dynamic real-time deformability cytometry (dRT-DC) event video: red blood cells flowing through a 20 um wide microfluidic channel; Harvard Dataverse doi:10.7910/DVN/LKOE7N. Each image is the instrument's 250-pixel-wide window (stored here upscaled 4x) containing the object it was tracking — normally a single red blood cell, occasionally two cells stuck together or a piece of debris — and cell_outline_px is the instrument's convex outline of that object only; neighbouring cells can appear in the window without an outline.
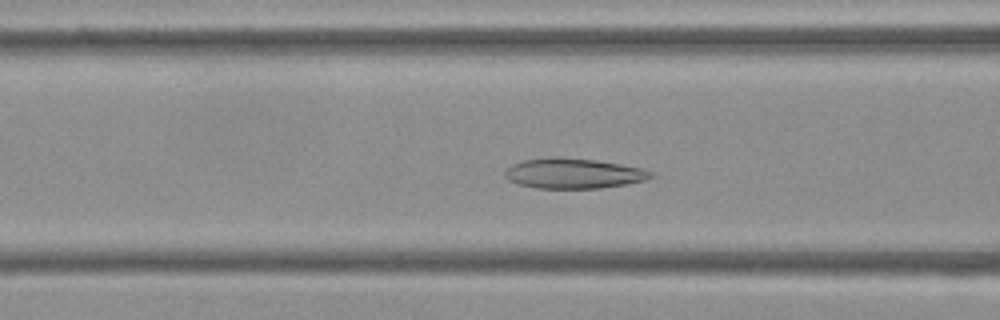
{"species": "Egyptian fruit bat (a non-hibernating species)", "species_latin": "Rousettus aegyptiacus", "temperature_condition": "cold", "stored_images_in_passage": 53, "camera_frame_rate_fps": 3000, "um_per_image_px": 0.085, "frame": {"image": 1, "passage_image": 19, "time_ms": 6.0, "image_size_px": [1000, 320], "cell_outline_px": [[656, 176], [644, 180], [628, 184], [600, 188], [536, 188], [520, 184], [508, 180], [504, 176], [504, 172], [512, 164], [524, 160], [596, 160], [620, 164], [640, 168], [652, 172]], "centroid_in_image_um": [48.8, 14.79], "position_along_channel_um": 117.8, "area_um2": 24.62}}
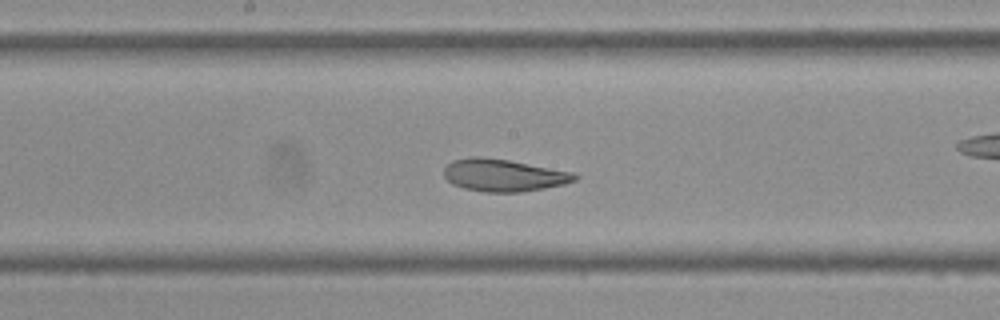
{"frame": {"image": 2, "passage_image": 26, "time_ms": 8.333, "image_size_px": [1000, 320], "cell_outline_px": [[580, 176], [576, 180], [564, 184], [544, 188], [520, 192], [484, 192], [464, 188], [452, 184], [444, 176], [444, 168], [452, 160], [472, 156], [480, 156], [508, 160], [576, 172]], "centroid_in_image_um": [42.83, 14.89], "position_along_channel_um": 205.4, "area_um2": 24.8}}
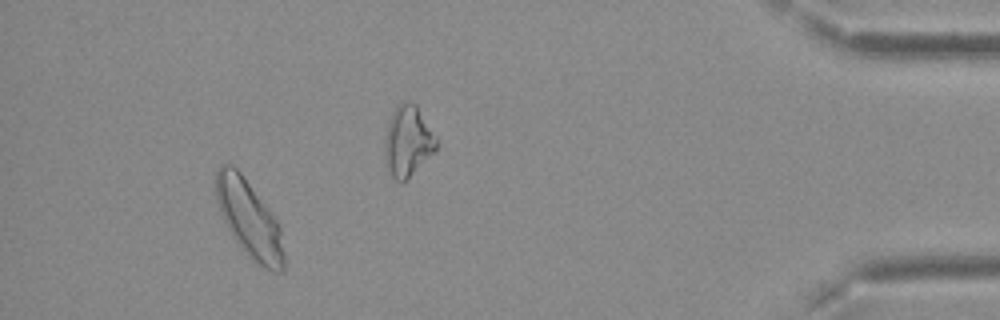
{"frame": {"image": 3, "passage_image": 48, "time_ms": 15.667, "image_size_px": [1000, 320], "cell_outline_px": [[284, 272], [272, 272], [256, 264], [252, 260], [232, 236], [224, 220], [216, 200], [216, 172], [220, 164], [232, 164], [240, 172], [272, 212], [280, 224], [284, 256]], "centroid_in_image_um": [21.2, 18.63], "position_along_channel_um": 414.0, "area_um2": 30.58}, "authors_computed_cell_mechanics": {"area_um2": 26.7614, "velocity_mm_per_s": 3.7523, "shape_relaxation_time_tau1_ms": 11.3099, "shape_relaxation_time_tau2_ms": 1.5868, "deformation_change_tau1": 0.2163, "deformation_change_tau2": 0.067}}